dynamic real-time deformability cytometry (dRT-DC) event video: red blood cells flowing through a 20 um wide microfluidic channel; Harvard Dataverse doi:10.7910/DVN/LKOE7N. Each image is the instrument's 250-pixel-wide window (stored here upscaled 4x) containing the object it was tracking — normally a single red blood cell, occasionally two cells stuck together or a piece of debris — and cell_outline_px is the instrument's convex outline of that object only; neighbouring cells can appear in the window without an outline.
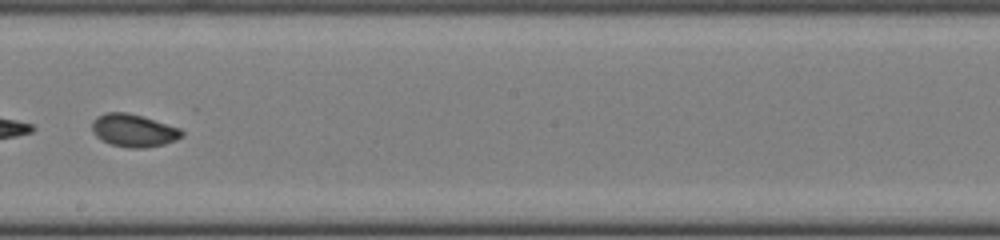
{"species": "common noctule bat (a hibernating species)", "species_latin": "Nyctalus noctula", "temperature_condition": "cold", "stored_images_in_passage": 33, "camera_frame_rate_fps": 3000, "um_per_image_px": 0.085, "animal": {"sex": "female", "body_mass_g": 22.0, "forearm_length_mm": 56.7}, "frame": {"image": 1, "passage_image": 15, "time_ms": 4.667, "image_size_px": [1000, 240], "cell_outline_px": [[184, 136], [176, 140], [164, 144], [144, 148], [128, 148], [108, 144], [96, 136], [92, 132], [92, 120], [96, 116], [104, 112], [128, 112], [144, 116], [180, 128], [184, 132]], "centroid_in_image_um": [11.34, 11.08], "position_along_channel_um": 236.9, "area_um2": 17.51}}